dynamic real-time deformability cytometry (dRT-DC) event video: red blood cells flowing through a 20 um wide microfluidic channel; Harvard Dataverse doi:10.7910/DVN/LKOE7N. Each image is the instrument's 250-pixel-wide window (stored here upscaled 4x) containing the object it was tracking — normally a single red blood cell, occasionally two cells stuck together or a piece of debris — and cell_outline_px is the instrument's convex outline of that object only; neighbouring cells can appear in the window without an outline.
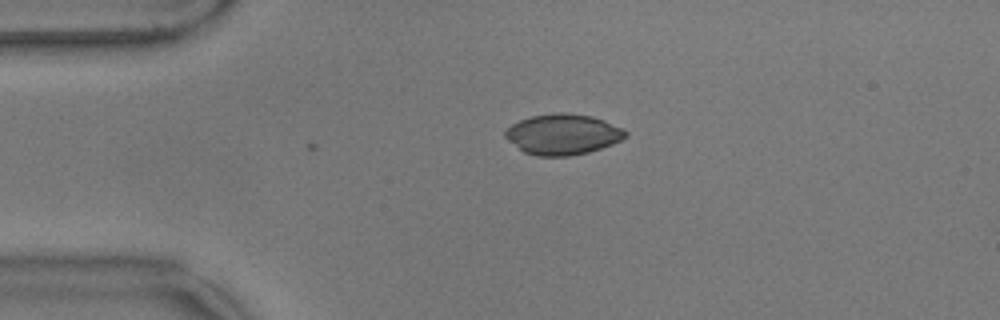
{"species": "common noctule bat (a hibernating species)", "species_latin": "Nyctalus noctula", "temperature_condition": "warm", "stored_images_in_passage": 2, "camera_frame_rate_fps": 3000, "um_per_image_px": 0.085, "animal": {"sex": "male", "body_mass_g": 17.9}, "frame": {"image": 1, "passage_image": 1, "time_ms": 0.0, "image_size_px": [1000, 320], "cell_outline_px": [[628, 136], [612, 144], [588, 152], [568, 156], [536, 156], [524, 152], [508, 140], [504, 136], [504, 132], [512, 124], [520, 120], [532, 116], [552, 112], [568, 112], [592, 116], [604, 120], [624, 128], [628, 132]], "centroid_in_image_um": [47.86, 11.4], "position_along_channel_um": 37.1, "area_um2": 28.61}}